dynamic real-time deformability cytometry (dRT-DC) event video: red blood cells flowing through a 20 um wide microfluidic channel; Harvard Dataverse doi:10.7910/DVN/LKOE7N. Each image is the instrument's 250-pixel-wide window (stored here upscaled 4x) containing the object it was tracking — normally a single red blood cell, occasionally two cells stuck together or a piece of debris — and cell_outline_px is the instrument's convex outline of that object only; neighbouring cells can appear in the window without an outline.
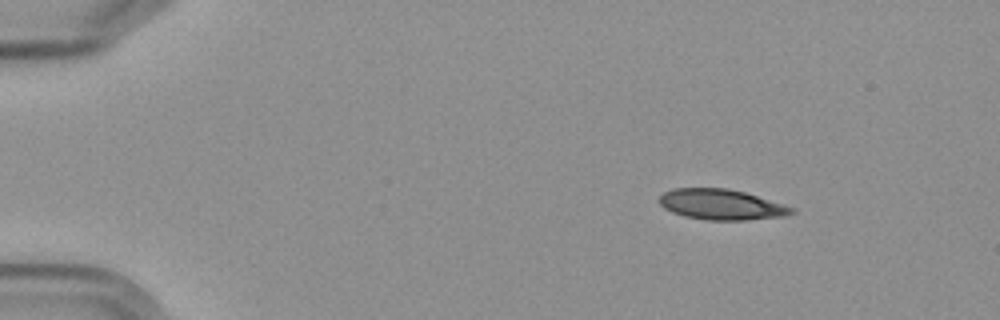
{"species": "Egyptian fruit bat (a non-hibernating species)", "species_latin": "Rousettus aegyptiacus", "temperature_condition": "cold", "stored_images_in_passage": 9, "camera_frame_rate_fps": 3000, "um_per_image_px": 0.085, "frame": {"image": 1, "passage_image": 1, "time_ms": 0.0, "image_size_px": [1000, 320], "cell_outline_px": [[796, 212], [784, 216], [744, 220], [704, 220], [684, 216], [672, 212], [664, 208], [656, 200], [664, 192], [672, 188], [728, 188], [744, 192], [796, 208]], "centroid_in_image_um": [61.28, 17.38], "position_along_channel_um": 23.7, "area_um2": 23.64}}
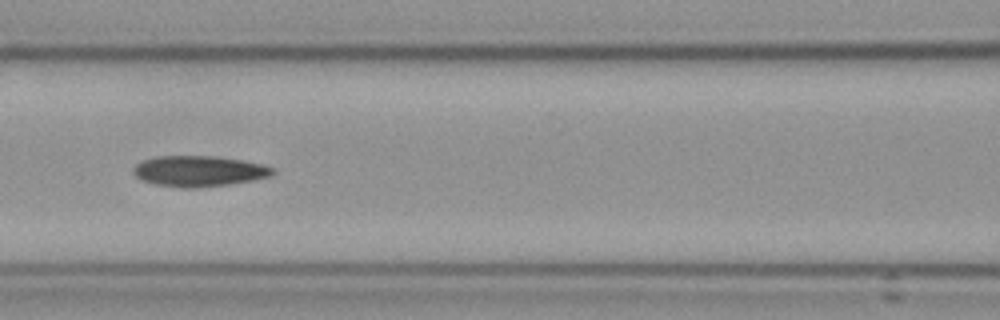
{"frame": {"image": 2, "passage_image": 6, "time_ms": 6.0, "image_size_px": [1000, 320], "cell_outline_px": [[276, 172], [272, 176], [252, 180], [228, 184], [196, 188], [180, 188], [152, 184], [140, 180], [132, 172], [132, 168], [136, 164], [144, 160], [160, 156], [212, 156], [244, 160], [264, 164], [276, 168]], "centroid_in_image_um": [16.93, 14.55], "position_along_channel_um": 149.7, "area_um2": 25.26}}